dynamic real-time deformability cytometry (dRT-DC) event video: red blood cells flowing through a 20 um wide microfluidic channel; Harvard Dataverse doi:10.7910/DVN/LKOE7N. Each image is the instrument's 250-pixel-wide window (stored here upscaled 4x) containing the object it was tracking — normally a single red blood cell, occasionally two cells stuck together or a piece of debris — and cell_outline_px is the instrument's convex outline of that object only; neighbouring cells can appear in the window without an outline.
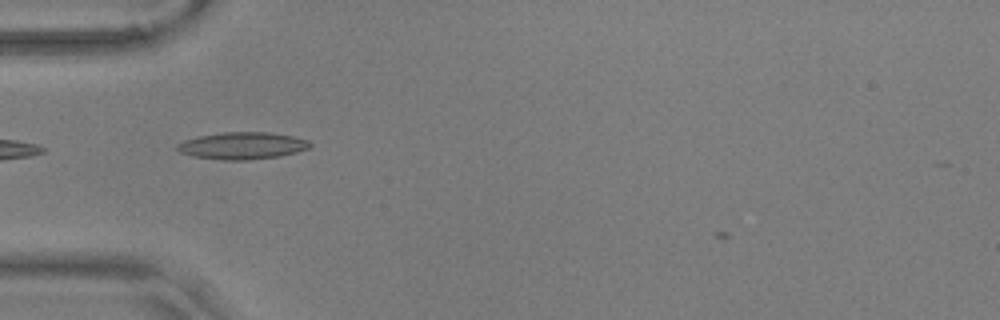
{"species": "common noctule bat (a hibernating species)", "species_latin": "Nyctalus noctula", "temperature_condition": "warm", "stored_images_in_passage": 22, "camera_frame_rate_fps": 3000, "um_per_image_px": 0.085, "animal": {"sex": "male", "body_mass_g": 17.9, "forearm_length_mm": 54.2}, "frame": {"image": 1, "passage_image": 1, "time_ms": 0.0, "image_size_px": [1000, 320], "cell_outline_px": [[312, 144], [308, 148], [296, 152], [280, 156], [248, 160], [224, 160], [192, 156], [180, 152], [176, 148], [176, 144], [184, 140], [200, 136], [224, 132], [268, 132], [292, 136], [308, 140]], "centroid_in_image_um": [20.59, 12.38], "position_along_channel_um": 64.4, "area_um2": 20.87}}